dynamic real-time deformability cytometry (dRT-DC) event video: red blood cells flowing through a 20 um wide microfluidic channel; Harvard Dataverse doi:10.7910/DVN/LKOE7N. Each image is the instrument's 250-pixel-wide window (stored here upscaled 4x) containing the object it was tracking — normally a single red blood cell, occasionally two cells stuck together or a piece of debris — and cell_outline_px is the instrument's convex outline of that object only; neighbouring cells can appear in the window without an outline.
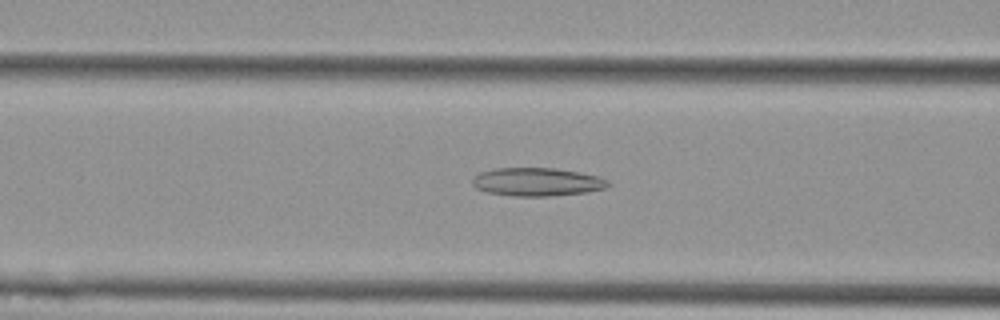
{"species": "Egyptian fruit bat (a non-hibernating species)", "species_latin": "Rousettus aegyptiacus", "temperature_condition": "cold", "stored_images_in_passage": 55, "camera_frame_rate_fps": 3000, "um_per_image_px": 0.085, "animal": {"sex": "female"}, "frame": {"image": 1, "passage_image": 22, "time_ms": 7.0, "image_size_px": [1000, 320], "cell_outline_px": [[612, 184], [604, 188], [584, 192], [548, 196], [512, 196], [488, 192], [476, 188], [472, 184], [472, 176], [480, 172], [496, 168], [556, 168], [580, 172], [600, 176], [608, 180]], "centroid_in_image_um": [45.64, 15.45], "position_along_channel_um": 121.0, "area_um2": 22.43}}
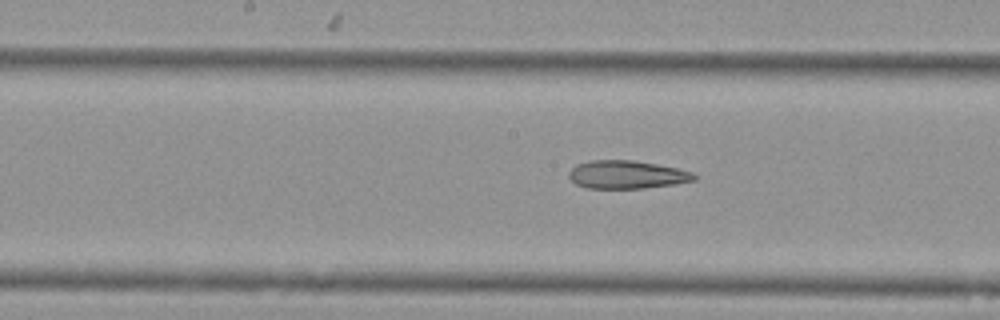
{"frame": {"image": 2, "passage_image": 28, "time_ms": 9.0, "image_size_px": [1000, 320], "cell_outline_px": [[696, 180], [672, 184], [644, 188], [588, 188], [576, 184], [568, 176], [568, 172], [576, 164], [588, 160], [632, 160], [656, 164], [676, 168], [692, 172], [696, 176]], "centroid_in_image_um": [53.24, 14.83], "position_along_channel_um": 195.0, "area_um2": 20.4}}
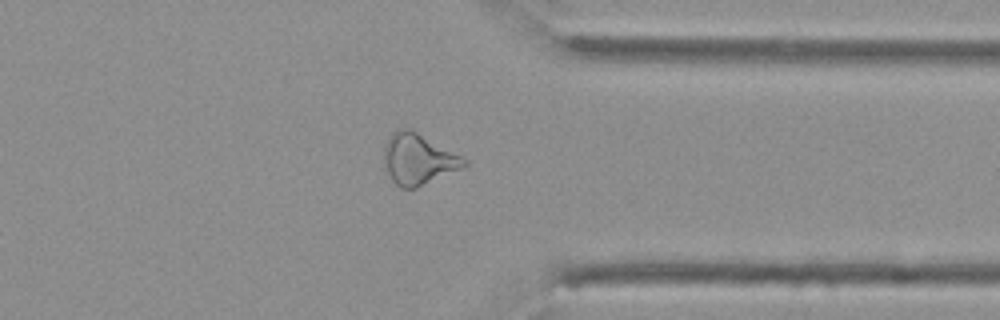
{"frame": {"image": 3, "passage_image": 43, "time_ms": 14.0, "image_size_px": [1000, 320], "cell_outline_px": [[468, 164], [464, 168], [416, 188], [400, 188], [392, 180], [384, 168], [384, 148], [388, 136], [396, 128], [408, 128], [416, 132], [468, 160]], "centroid_in_image_um": [35.53, 13.54], "position_along_channel_um": 375.9, "area_um2": 23.76}, "authors_computed_cell_mechanics": {"area_um2": 25.3742, "velocity_mm_per_s": 3.7012, "shape_relaxation_time_tau1_ms": null, "shape_relaxation_time_tau2_ms": 7.2181, "deformation_change_tau1": null, "deformation_change_tau2": 0.2047}}